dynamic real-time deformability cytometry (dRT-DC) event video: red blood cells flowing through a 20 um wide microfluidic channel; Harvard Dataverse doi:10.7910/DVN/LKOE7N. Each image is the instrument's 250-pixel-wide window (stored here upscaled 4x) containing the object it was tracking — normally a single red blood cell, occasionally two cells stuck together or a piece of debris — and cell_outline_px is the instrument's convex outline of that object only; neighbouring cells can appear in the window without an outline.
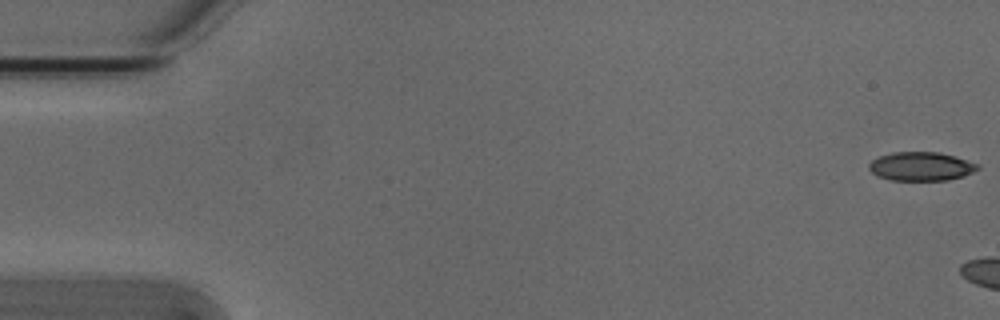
{"species": "Egyptian fruit bat (a non-hibernating species)", "species_latin": "Rousettus aegyptiacus", "temperature_condition": "cold", "stored_images_in_passage": 6, "camera_frame_rate_fps": 3000, "um_per_image_px": 0.085, "animal": {"sex": "male"}, "frame": {"image": 1, "passage_image": 1, "time_ms": 0.0, "image_size_px": [1000, 320], "cell_outline_px": [[980, 168], [964, 176], [948, 180], [892, 180], [876, 176], [868, 168], [868, 164], [872, 160], [880, 156], [892, 152], [940, 152], [980, 164]], "centroid_in_image_um": [78.29, 14.14], "position_along_channel_um": 6.7, "area_um2": 18.26}}